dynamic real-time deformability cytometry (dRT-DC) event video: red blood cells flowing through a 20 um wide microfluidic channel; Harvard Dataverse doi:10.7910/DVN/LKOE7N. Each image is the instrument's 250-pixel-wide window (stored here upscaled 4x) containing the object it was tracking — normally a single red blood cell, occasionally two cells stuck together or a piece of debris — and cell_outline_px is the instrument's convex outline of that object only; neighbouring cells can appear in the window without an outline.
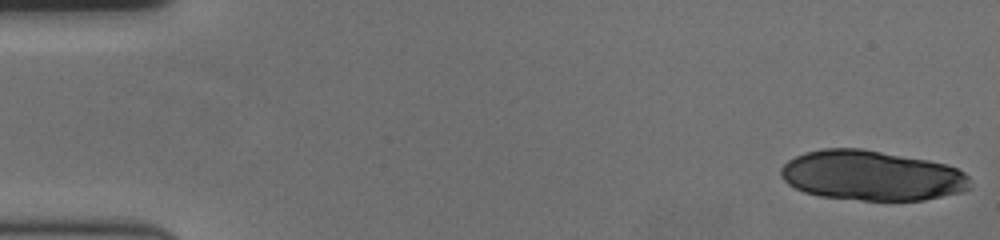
{"species": "human", "species_latin": "Homo sapiens", "temperature_condition": "cold", "stored_images_in_passage": 18, "camera_frame_rate_fps": 3000, "um_per_image_px": 0.085, "donor": {"sex": "female"}, "frame": {"image": 1, "passage_image": 1, "time_ms": 0.0, "image_size_px": [1000, 240], "cell_outline_px": [[968, 188], [960, 192], [924, 200], [860, 200], [820, 196], [804, 192], [788, 184], [780, 176], [780, 168], [788, 160], [804, 152], [824, 148], [860, 148], [928, 160], [944, 164], [956, 168], [964, 172], [968, 176]], "centroid_in_image_um": [74.04, 14.92], "position_along_channel_um": 11.0, "area_um2": 54.91}}